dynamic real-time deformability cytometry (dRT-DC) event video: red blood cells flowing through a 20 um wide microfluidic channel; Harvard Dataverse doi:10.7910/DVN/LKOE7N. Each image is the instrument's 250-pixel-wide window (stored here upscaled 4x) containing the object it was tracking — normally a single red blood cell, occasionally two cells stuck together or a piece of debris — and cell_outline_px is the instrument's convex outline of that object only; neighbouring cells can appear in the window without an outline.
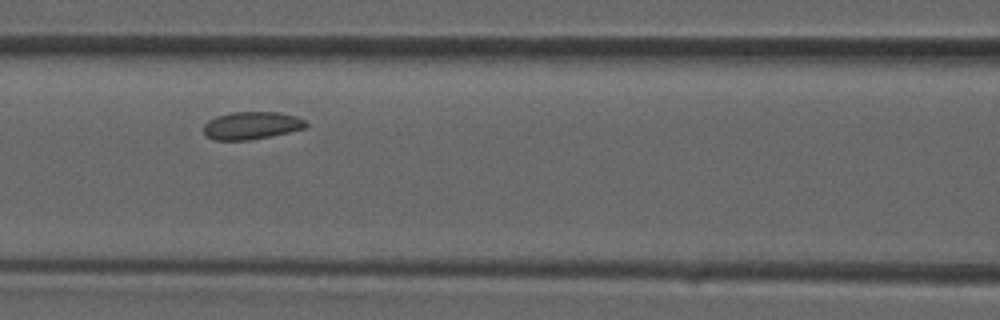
{"species": "common noctule bat (a hibernating species)", "species_latin": "Nyctalus noctula", "temperature_condition": "room temperature", "stored_images_in_passage": 31, "camera_frame_rate_fps": 3000, "um_per_image_px": 0.085, "animal": {"sex": "male", "forearm_length_mm": 52.5}, "frame": {"image": 1, "passage_image": 10, "time_ms": 3.0, "image_size_px": [1000, 320], "cell_outline_px": [[308, 124], [304, 128], [272, 136], [248, 140], [212, 140], [204, 132], [204, 124], [208, 120], [216, 116], [232, 112], [280, 112], [296, 116], [308, 120]], "centroid_in_image_um": [21.4, 10.66], "position_along_channel_um": 145.2, "area_um2": 16.59}}